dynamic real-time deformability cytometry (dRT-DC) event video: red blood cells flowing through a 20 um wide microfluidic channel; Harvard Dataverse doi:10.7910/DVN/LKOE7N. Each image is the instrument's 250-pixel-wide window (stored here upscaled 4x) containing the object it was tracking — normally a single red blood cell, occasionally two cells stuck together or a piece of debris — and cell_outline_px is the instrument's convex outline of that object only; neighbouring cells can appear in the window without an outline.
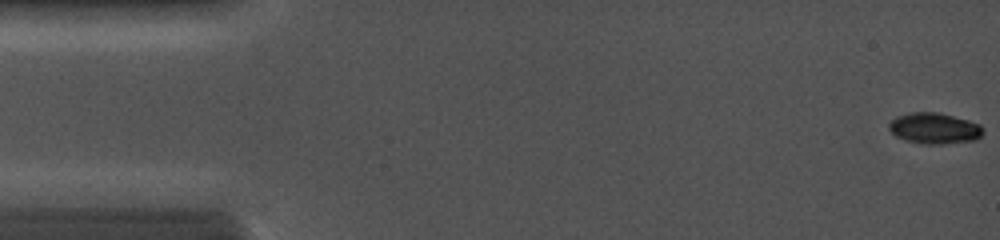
{"species": "common noctule bat (a hibernating species)", "species_latin": "Nyctalus noctula", "temperature_condition": "cold", "stored_images_in_passage": 6, "camera_frame_rate_fps": 5000, "um_per_image_px": 0.085, "animal": {"sex": "female", "body_mass_g": 19.0, "forearm_length_mm": 56.7}, "frame": {"image": 1, "passage_image": 1, "time_ms": 0.0, "image_size_px": [1000, 240], "cell_outline_px": [[984, 132], [976, 140], [944, 144], [924, 144], [908, 140], [896, 136], [888, 128], [888, 124], [896, 116], [912, 112], [936, 112], [968, 120], [980, 124], [984, 128]], "centroid_in_image_um": [79.44, 10.91], "position_along_channel_um": 5.6, "area_um2": 16.94}}